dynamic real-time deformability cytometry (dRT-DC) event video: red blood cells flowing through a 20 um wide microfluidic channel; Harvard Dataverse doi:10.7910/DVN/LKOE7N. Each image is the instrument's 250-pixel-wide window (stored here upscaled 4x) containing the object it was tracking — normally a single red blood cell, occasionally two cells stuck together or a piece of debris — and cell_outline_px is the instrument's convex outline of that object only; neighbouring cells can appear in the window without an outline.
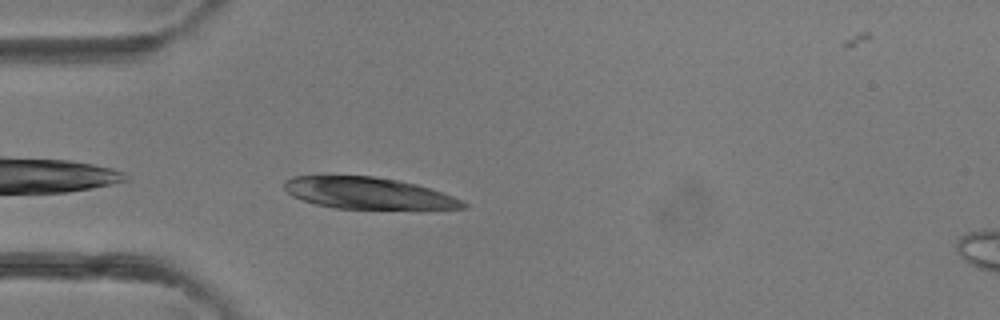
{"species": "common noctule bat (a hibernating species)", "species_latin": "Nyctalus noctula", "temperature_condition": "room temperature", "stored_images_in_passage": 31, "camera_frame_rate_fps": 3000, "um_per_image_px": 0.085, "animal": {"sex": "female"}, "frame": {"image": 1, "passage_image": 1, "time_ms": 0.0, "image_size_px": [1000, 320], "cell_outline_px": [[468, 208], [420, 212], [332, 208], [316, 204], [292, 196], [284, 188], [284, 180], [292, 176], [320, 172], [324, 172], [372, 176], [396, 180], [416, 184], [452, 196], [468, 204]], "centroid_in_image_um": [31.3, 16.43], "position_along_channel_um": 53.7, "area_um2": 35.43}}